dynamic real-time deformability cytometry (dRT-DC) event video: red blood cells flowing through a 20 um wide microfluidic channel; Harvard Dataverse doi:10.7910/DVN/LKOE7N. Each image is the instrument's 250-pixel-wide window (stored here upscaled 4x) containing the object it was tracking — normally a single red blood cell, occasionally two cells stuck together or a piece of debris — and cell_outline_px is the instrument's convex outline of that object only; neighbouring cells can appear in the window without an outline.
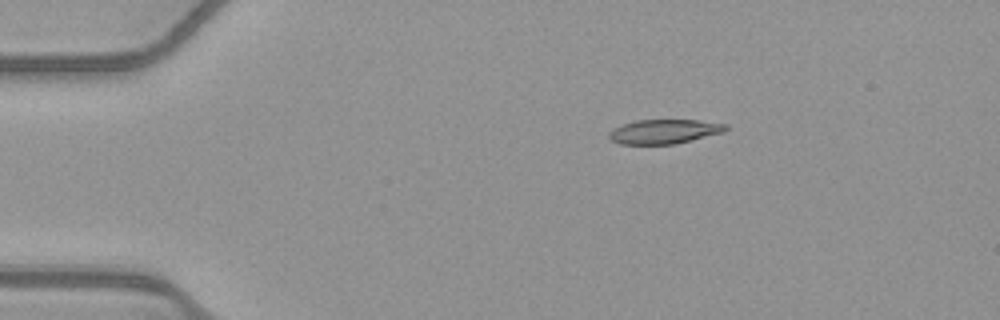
{"species": "common noctule bat (a hibernating species)", "species_latin": "Nyctalus noctula", "temperature_condition": "warm", "stored_images_in_passage": 44, "camera_frame_rate_fps": 3000, "um_per_image_px": 0.085, "animal": {"sex": "female", "body_mass_g": 21.9}, "frame": {"image": 1, "passage_image": 1, "time_ms": 0.0, "image_size_px": [1000, 320], "cell_outline_px": [[728, 128], [724, 132], [672, 144], [620, 144], [612, 140], [608, 136], [608, 132], [612, 128], [636, 120], [696, 120], [728, 124]], "centroid_in_image_um": [56.43, 11.17], "position_along_channel_um": 28.6, "area_um2": 16.42}}
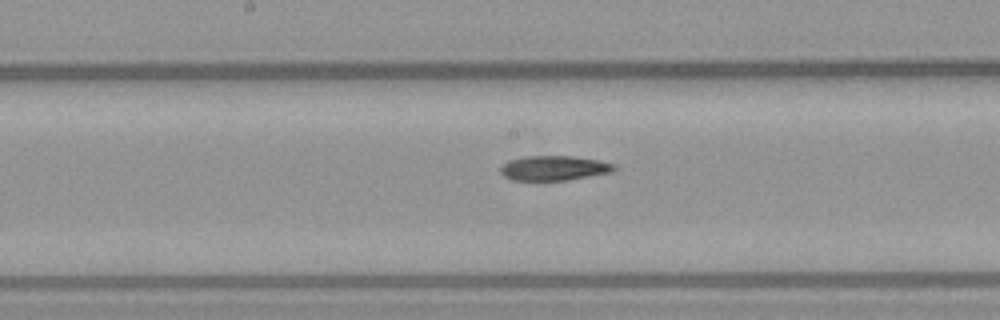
{"frame": {"image": 2, "passage_image": 19, "time_ms": 6.0, "image_size_px": [1000, 320], "cell_outline_px": [[616, 168], [612, 172], [568, 180], [512, 180], [504, 176], [500, 172], [500, 168], [508, 160], [524, 156], [572, 156], [600, 160], [616, 164]], "centroid_in_image_um": [47.1, 14.28], "position_along_channel_um": 201.1, "area_um2": 16.47}}
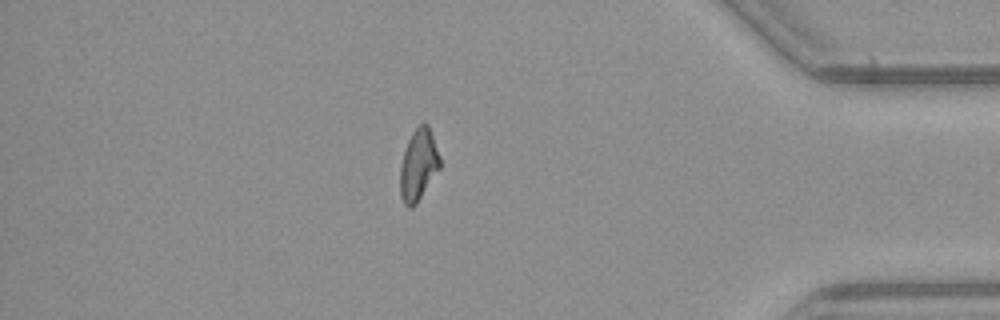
{"frame": {"image": 3, "passage_image": 37, "time_ms": 12.0, "image_size_px": [1000, 320], "cell_outline_px": [[440, 168], [416, 204], [412, 208], [408, 208], [404, 204], [400, 196], [400, 168], [404, 152], [408, 140], [412, 132], [424, 120], [428, 124], [440, 156]], "centroid_in_image_um": [35.56, 14.02], "position_along_channel_um": 399.6, "area_um2": 16.59}, "authors_computed_cell_mechanics": {"area_um2": 16.8776, "velocity_mm_per_s": 3.9192, "shape_relaxation_time_tau1_ms": null, "shape_relaxation_time_tau2_ms": 8.4885, "deformation_change_tau1": null, "deformation_change_tau2": 0.1958}}